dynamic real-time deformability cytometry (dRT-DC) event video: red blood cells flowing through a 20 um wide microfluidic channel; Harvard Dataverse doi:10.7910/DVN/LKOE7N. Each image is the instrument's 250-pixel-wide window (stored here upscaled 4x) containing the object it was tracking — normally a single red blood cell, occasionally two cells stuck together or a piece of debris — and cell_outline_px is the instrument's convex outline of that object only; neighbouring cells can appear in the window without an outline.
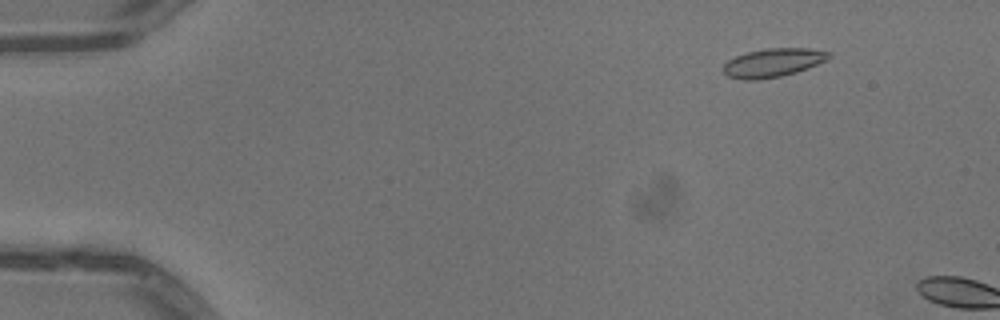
{"species": "common noctule bat (a hibernating species)", "species_latin": "Nyctalus noctula", "temperature_condition": "warm", "stored_images_in_passage": 9, "camera_frame_rate_fps": 3000, "um_per_image_px": 0.085, "animal": {"sex": "male", "body_mass_g": 13.3}, "frame": {"image": 1, "passage_image": 7, "time_ms": 2.0, "image_size_px": [1000, 320], "cell_outline_px": [[832, 56], [808, 68], [796, 72], [780, 76], [752, 80], [744, 80], [728, 76], [720, 68], [728, 60], [736, 56], [748, 52], [764, 48], [808, 48], [832, 52]], "centroid_in_image_um": [65.69, 5.32], "position_along_channel_um": 19.3, "area_um2": 17.51}}